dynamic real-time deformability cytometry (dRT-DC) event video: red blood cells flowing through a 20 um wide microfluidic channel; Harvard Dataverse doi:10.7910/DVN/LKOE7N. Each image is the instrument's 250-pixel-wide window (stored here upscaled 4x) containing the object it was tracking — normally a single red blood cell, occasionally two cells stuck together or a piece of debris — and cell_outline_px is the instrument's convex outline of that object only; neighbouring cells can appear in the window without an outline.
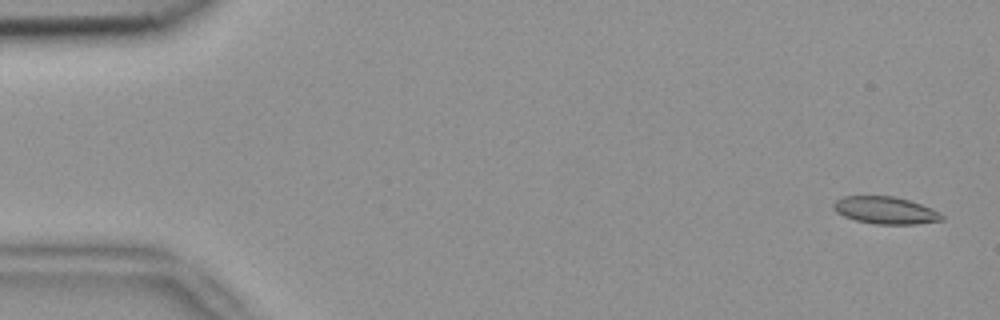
{"species": "common noctule bat (a hibernating species)", "species_latin": "Nyctalus noctula", "temperature_condition": "room temperature", "stored_images_in_passage": 5, "segment_of_instrument_passage": [2, 2], "camera_frame_rate_fps": 3000, "um_per_image_px": 0.085, "animal": {"sex": "female", "body_mass_g": 18.4}, "frame": {"image": 1, "passage_image": 5, "time_ms": 1.333, "image_size_px": [1000, 320], "cell_outline_px": [[944, 220], [916, 224], [876, 224], [856, 220], [844, 216], [836, 212], [832, 208], [832, 204], [836, 200], [844, 196], [892, 196], [908, 200], [932, 208], [944, 216]], "centroid_in_image_um": [75.25, 17.88], "position_along_channel_um": 9.8, "area_um2": 17.17}}